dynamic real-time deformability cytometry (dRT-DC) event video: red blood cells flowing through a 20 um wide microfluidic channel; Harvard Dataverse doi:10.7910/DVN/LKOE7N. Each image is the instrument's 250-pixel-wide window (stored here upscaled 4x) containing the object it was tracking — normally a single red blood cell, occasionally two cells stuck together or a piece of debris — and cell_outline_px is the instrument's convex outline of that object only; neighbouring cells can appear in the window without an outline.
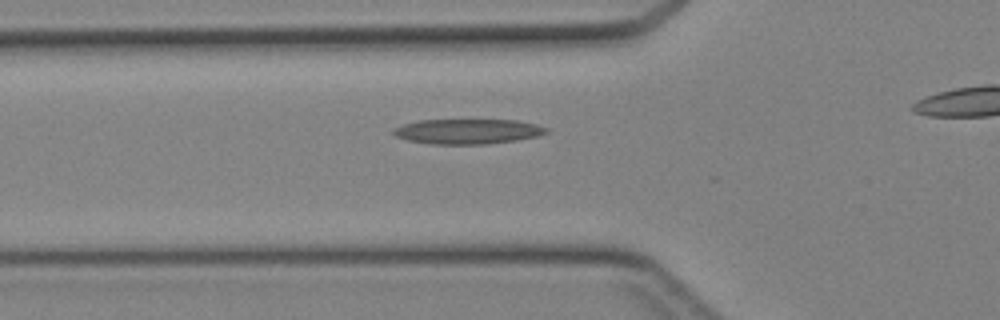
{"species": "Egyptian fruit bat (a non-hibernating species)", "species_latin": "Rousettus aegyptiacus", "temperature_condition": "cold", "stored_images_in_passage": 17, "camera_frame_rate_fps": 3000, "um_per_image_px": 0.085, "animal": {"sex": "female"}, "frame": {"image": 1, "passage_image": 8, "time_ms": 2.333, "image_size_px": [1000, 320], "cell_outline_px": [[548, 132], [536, 136], [516, 140], [488, 144], [428, 144], [408, 140], [396, 136], [392, 132], [392, 128], [416, 120], [516, 120], [536, 124], [548, 128]], "centroid_in_image_um": [39.72, 11.17], "position_along_channel_um": 86.1, "area_um2": 22.31}}
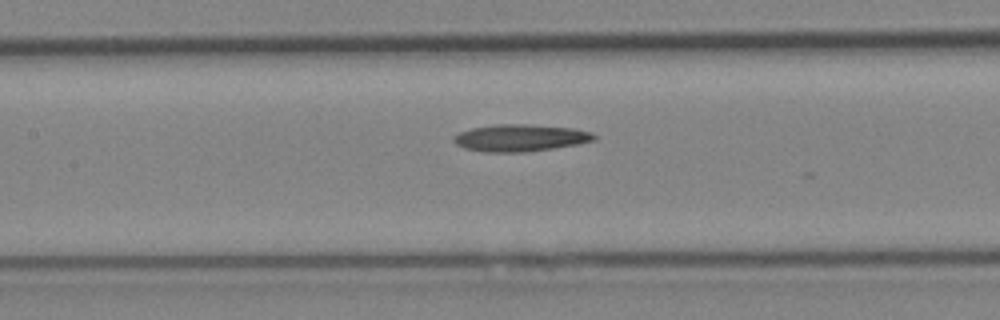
{"frame": {"image": 2, "passage_image": 13, "time_ms": 4.0, "image_size_px": [1000, 320], "cell_outline_px": [[600, 136], [596, 140], [580, 144], [524, 152], [484, 152], [464, 148], [456, 144], [452, 140], [452, 136], [460, 132], [472, 128], [496, 124], [528, 124], [576, 128], [592, 132]], "centroid_in_image_um": [44.27, 11.71], "position_along_channel_um": 163.1, "area_um2": 22.43}}
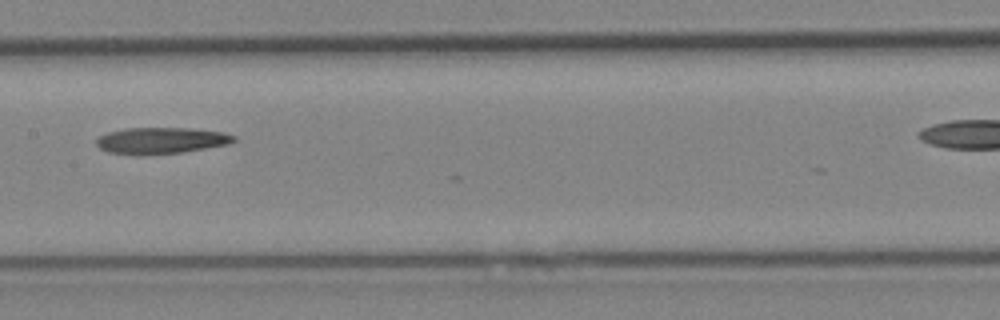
{"frame": {"image": 3, "passage_image": 15, "time_ms": 4.667, "image_size_px": [1000, 320], "cell_outline_px": [[236, 140], [228, 144], [184, 152], [140, 156], [136, 156], [108, 152], [100, 148], [96, 144], [96, 140], [100, 136], [108, 132], [124, 128], [188, 128], [224, 132], [236, 136]], "centroid_in_image_um": [13.67, 11.96], "position_along_channel_um": 193.7, "area_um2": 21.39}}